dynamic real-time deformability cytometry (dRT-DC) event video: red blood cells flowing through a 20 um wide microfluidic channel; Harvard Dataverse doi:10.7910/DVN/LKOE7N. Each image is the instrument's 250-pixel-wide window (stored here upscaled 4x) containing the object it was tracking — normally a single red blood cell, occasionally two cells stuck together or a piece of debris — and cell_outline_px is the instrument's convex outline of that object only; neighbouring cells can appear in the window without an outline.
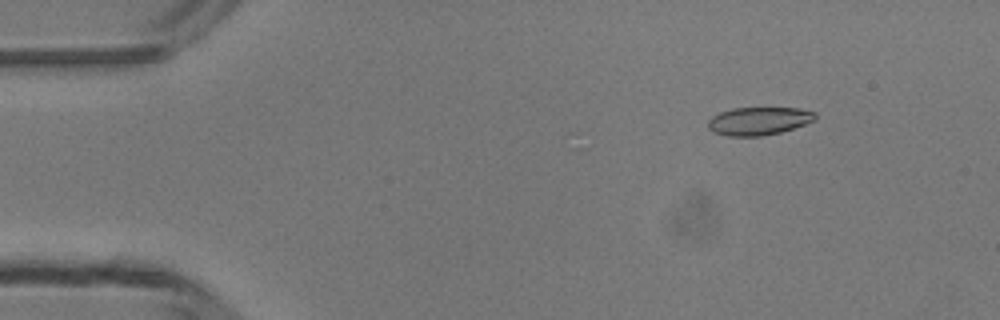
{"species": "common noctule bat (a hibernating species)", "species_latin": "Nyctalus noctula", "temperature_condition": "room temperature", "stored_images_in_passage": 43, "camera_frame_rate_fps": 3000, "um_per_image_px": 0.085, "animal": {"sex": "male", "body_mass_g": 13.3}, "frame": {"image": 1, "passage_image": 1, "time_ms": 0.0, "image_size_px": [1000, 320], "cell_outline_px": [[816, 120], [780, 132], [760, 136], [728, 136], [712, 132], [708, 128], [708, 120], [712, 116], [720, 112], [732, 108], [800, 108], [816, 112]], "centroid_in_image_um": [64.48, 10.28], "position_along_channel_um": 20.5, "area_um2": 17.51}}
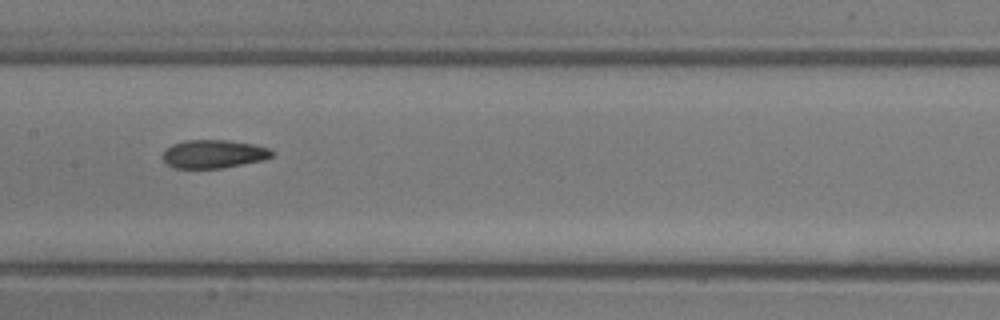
{"frame": {"image": 2, "passage_image": 19, "time_ms": 6.0, "image_size_px": [1000, 320], "cell_outline_px": [[272, 156], [264, 160], [224, 168], [176, 168], [168, 164], [164, 160], [164, 148], [172, 144], [184, 140], [228, 140], [252, 144], [272, 148]], "centroid_in_image_um": [18.17, 13.08], "position_along_channel_um": 189.2, "area_um2": 18.09}}
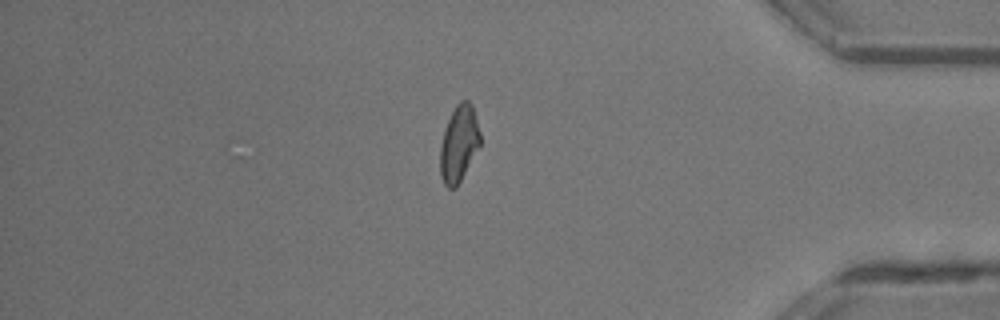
{"frame": {"image": 3, "passage_image": 36, "time_ms": 11.667, "image_size_px": [1000, 320], "cell_outline_px": [[480, 144], [456, 188], [448, 188], [444, 184], [440, 176], [440, 144], [444, 128], [456, 104], [460, 100], [468, 100], [472, 104], [480, 132]], "centroid_in_image_um": [38.98, 12.19], "position_along_channel_um": 396.2, "area_um2": 17.74}, "authors_computed_cell_mechanics": {"area_um2": 18.0914, "velocity_mm_per_s": 4.2406, "shape_relaxation_time_tau1_ms": 4.0401, "shape_relaxation_time_tau2_ms": 3.6213, "deformation_change_tau1": 0.1523, "deformation_change_tau2": 0.1108}}